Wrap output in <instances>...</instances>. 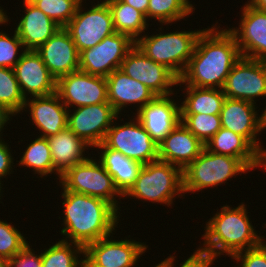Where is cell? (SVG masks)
I'll return each instance as SVG.
<instances>
[{
	"mask_svg": "<svg viewBox=\"0 0 266 267\" xmlns=\"http://www.w3.org/2000/svg\"><path fill=\"white\" fill-rule=\"evenodd\" d=\"M213 25L203 29L177 85L223 89L227 76L241 53L234 35Z\"/></svg>",
	"mask_w": 266,
	"mask_h": 267,
	"instance_id": "obj_1",
	"label": "cell"
},
{
	"mask_svg": "<svg viewBox=\"0 0 266 267\" xmlns=\"http://www.w3.org/2000/svg\"><path fill=\"white\" fill-rule=\"evenodd\" d=\"M62 190L64 227L61 234L66 237L61 240H71L70 243L85 248L88 244L113 234L112 231L119 223L120 212L112 204L98 197L67 191L64 187Z\"/></svg>",
	"mask_w": 266,
	"mask_h": 267,
	"instance_id": "obj_2",
	"label": "cell"
},
{
	"mask_svg": "<svg viewBox=\"0 0 266 267\" xmlns=\"http://www.w3.org/2000/svg\"><path fill=\"white\" fill-rule=\"evenodd\" d=\"M247 214L243 203L236 208L227 204L222 206L220 212L206 223L205 233L202 235L205 247L198 250L214 259L223 253L232 258L241 251L261 245L264 236L257 235Z\"/></svg>",
	"mask_w": 266,
	"mask_h": 267,
	"instance_id": "obj_3",
	"label": "cell"
},
{
	"mask_svg": "<svg viewBox=\"0 0 266 267\" xmlns=\"http://www.w3.org/2000/svg\"><path fill=\"white\" fill-rule=\"evenodd\" d=\"M184 196L183 170L171 163L155 160L144 164L140 169L135 184L123 196H131L152 203L167 204L169 207L175 195Z\"/></svg>",
	"mask_w": 266,
	"mask_h": 267,
	"instance_id": "obj_4",
	"label": "cell"
},
{
	"mask_svg": "<svg viewBox=\"0 0 266 267\" xmlns=\"http://www.w3.org/2000/svg\"><path fill=\"white\" fill-rule=\"evenodd\" d=\"M203 30L175 31L152 36L143 35L135 45L156 63H160L171 70L178 78L183 74L196 42Z\"/></svg>",
	"mask_w": 266,
	"mask_h": 267,
	"instance_id": "obj_5",
	"label": "cell"
},
{
	"mask_svg": "<svg viewBox=\"0 0 266 267\" xmlns=\"http://www.w3.org/2000/svg\"><path fill=\"white\" fill-rule=\"evenodd\" d=\"M248 170L238 158L212 153L204 147L200 155L183 170L184 194L217 187Z\"/></svg>",
	"mask_w": 266,
	"mask_h": 267,
	"instance_id": "obj_6",
	"label": "cell"
},
{
	"mask_svg": "<svg viewBox=\"0 0 266 267\" xmlns=\"http://www.w3.org/2000/svg\"><path fill=\"white\" fill-rule=\"evenodd\" d=\"M59 182L67 191L101 198L120 210L115 198L123 195L116 188L113 177L107 173L99 160L96 162L88 157L85 161L69 168Z\"/></svg>",
	"mask_w": 266,
	"mask_h": 267,
	"instance_id": "obj_7",
	"label": "cell"
},
{
	"mask_svg": "<svg viewBox=\"0 0 266 267\" xmlns=\"http://www.w3.org/2000/svg\"><path fill=\"white\" fill-rule=\"evenodd\" d=\"M82 2L83 0L79 3L75 15L64 27L70 33L79 53L115 33L112 14L105 1H98V4L85 12L81 8Z\"/></svg>",
	"mask_w": 266,
	"mask_h": 267,
	"instance_id": "obj_8",
	"label": "cell"
},
{
	"mask_svg": "<svg viewBox=\"0 0 266 267\" xmlns=\"http://www.w3.org/2000/svg\"><path fill=\"white\" fill-rule=\"evenodd\" d=\"M102 143L142 165L159 159L158 144L137 118L120 126L112 124Z\"/></svg>",
	"mask_w": 266,
	"mask_h": 267,
	"instance_id": "obj_9",
	"label": "cell"
},
{
	"mask_svg": "<svg viewBox=\"0 0 266 267\" xmlns=\"http://www.w3.org/2000/svg\"><path fill=\"white\" fill-rule=\"evenodd\" d=\"M134 45L135 42L128 35L115 32L80 52L79 70L107 77L114 70L120 69L126 54Z\"/></svg>",
	"mask_w": 266,
	"mask_h": 267,
	"instance_id": "obj_10",
	"label": "cell"
},
{
	"mask_svg": "<svg viewBox=\"0 0 266 267\" xmlns=\"http://www.w3.org/2000/svg\"><path fill=\"white\" fill-rule=\"evenodd\" d=\"M120 69L147 86L156 96L174 95L171 87L177 86L179 80L171 70L147 57L136 45L126 54Z\"/></svg>",
	"mask_w": 266,
	"mask_h": 267,
	"instance_id": "obj_11",
	"label": "cell"
},
{
	"mask_svg": "<svg viewBox=\"0 0 266 267\" xmlns=\"http://www.w3.org/2000/svg\"><path fill=\"white\" fill-rule=\"evenodd\" d=\"M223 92L226 98L256 104V97L266 96V61L241 56L227 76Z\"/></svg>",
	"mask_w": 266,
	"mask_h": 267,
	"instance_id": "obj_12",
	"label": "cell"
},
{
	"mask_svg": "<svg viewBox=\"0 0 266 267\" xmlns=\"http://www.w3.org/2000/svg\"><path fill=\"white\" fill-rule=\"evenodd\" d=\"M101 238L84 248L85 267H134L148 246L131 239ZM110 239V240H109Z\"/></svg>",
	"mask_w": 266,
	"mask_h": 267,
	"instance_id": "obj_13",
	"label": "cell"
},
{
	"mask_svg": "<svg viewBox=\"0 0 266 267\" xmlns=\"http://www.w3.org/2000/svg\"><path fill=\"white\" fill-rule=\"evenodd\" d=\"M61 101L69 109L93 104L109 103L106 77L83 71L71 72L57 80ZM74 105V106H73Z\"/></svg>",
	"mask_w": 266,
	"mask_h": 267,
	"instance_id": "obj_14",
	"label": "cell"
},
{
	"mask_svg": "<svg viewBox=\"0 0 266 267\" xmlns=\"http://www.w3.org/2000/svg\"><path fill=\"white\" fill-rule=\"evenodd\" d=\"M76 108L73 114L68 110L67 127L90 147L96 148L103 142L114 119H119V116L110 103Z\"/></svg>",
	"mask_w": 266,
	"mask_h": 267,
	"instance_id": "obj_15",
	"label": "cell"
},
{
	"mask_svg": "<svg viewBox=\"0 0 266 267\" xmlns=\"http://www.w3.org/2000/svg\"><path fill=\"white\" fill-rule=\"evenodd\" d=\"M239 28H228L234 35L242 57L266 61V12L246 3Z\"/></svg>",
	"mask_w": 266,
	"mask_h": 267,
	"instance_id": "obj_16",
	"label": "cell"
},
{
	"mask_svg": "<svg viewBox=\"0 0 266 267\" xmlns=\"http://www.w3.org/2000/svg\"><path fill=\"white\" fill-rule=\"evenodd\" d=\"M256 109L252 102L226 98L219 114L221 127L245 137L266 158V149L256 138L264 130Z\"/></svg>",
	"mask_w": 266,
	"mask_h": 267,
	"instance_id": "obj_17",
	"label": "cell"
},
{
	"mask_svg": "<svg viewBox=\"0 0 266 267\" xmlns=\"http://www.w3.org/2000/svg\"><path fill=\"white\" fill-rule=\"evenodd\" d=\"M22 95L46 96L57 91V80L36 50H26L13 67Z\"/></svg>",
	"mask_w": 266,
	"mask_h": 267,
	"instance_id": "obj_18",
	"label": "cell"
},
{
	"mask_svg": "<svg viewBox=\"0 0 266 267\" xmlns=\"http://www.w3.org/2000/svg\"><path fill=\"white\" fill-rule=\"evenodd\" d=\"M36 52L49 72L58 80L64 75L79 70V52L70 33L61 27L42 44Z\"/></svg>",
	"mask_w": 266,
	"mask_h": 267,
	"instance_id": "obj_19",
	"label": "cell"
},
{
	"mask_svg": "<svg viewBox=\"0 0 266 267\" xmlns=\"http://www.w3.org/2000/svg\"><path fill=\"white\" fill-rule=\"evenodd\" d=\"M171 95L156 96L142 107L136 115L150 137L159 144L180 122V105Z\"/></svg>",
	"mask_w": 266,
	"mask_h": 267,
	"instance_id": "obj_20",
	"label": "cell"
},
{
	"mask_svg": "<svg viewBox=\"0 0 266 267\" xmlns=\"http://www.w3.org/2000/svg\"><path fill=\"white\" fill-rule=\"evenodd\" d=\"M27 106L30 108L33 123L41 131V137L48 138L67 128L68 108L57 92L32 99L26 98L24 110Z\"/></svg>",
	"mask_w": 266,
	"mask_h": 267,
	"instance_id": "obj_21",
	"label": "cell"
},
{
	"mask_svg": "<svg viewBox=\"0 0 266 267\" xmlns=\"http://www.w3.org/2000/svg\"><path fill=\"white\" fill-rule=\"evenodd\" d=\"M204 147V143L180 122L158 144V158L184 170L200 155Z\"/></svg>",
	"mask_w": 266,
	"mask_h": 267,
	"instance_id": "obj_22",
	"label": "cell"
},
{
	"mask_svg": "<svg viewBox=\"0 0 266 267\" xmlns=\"http://www.w3.org/2000/svg\"><path fill=\"white\" fill-rule=\"evenodd\" d=\"M204 145L212 153L238 158L250 171L266 169V158L245 137L231 130L221 127Z\"/></svg>",
	"mask_w": 266,
	"mask_h": 267,
	"instance_id": "obj_23",
	"label": "cell"
},
{
	"mask_svg": "<svg viewBox=\"0 0 266 267\" xmlns=\"http://www.w3.org/2000/svg\"><path fill=\"white\" fill-rule=\"evenodd\" d=\"M108 102L121 113L128 104L137 105V112L152 101L156 95L141 82L129 77L121 69L114 70L106 77Z\"/></svg>",
	"mask_w": 266,
	"mask_h": 267,
	"instance_id": "obj_24",
	"label": "cell"
},
{
	"mask_svg": "<svg viewBox=\"0 0 266 267\" xmlns=\"http://www.w3.org/2000/svg\"><path fill=\"white\" fill-rule=\"evenodd\" d=\"M25 15L15 31L23 42L24 50H36L53 36L61 27L34 4L24 0Z\"/></svg>",
	"mask_w": 266,
	"mask_h": 267,
	"instance_id": "obj_25",
	"label": "cell"
},
{
	"mask_svg": "<svg viewBox=\"0 0 266 267\" xmlns=\"http://www.w3.org/2000/svg\"><path fill=\"white\" fill-rule=\"evenodd\" d=\"M53 167L56 174L61 176L72 166L85 161L88 157H84L85 149H89V145L80 139L68 127L60 131L56 135L47 138Z\"/></svg>",
	"mask_w": 266,
	"mask_h": 267,
	"instance_id": "obj_26",
	"label": "cell"
},
{
	"mask_svg": "<svg viewBox=\"0 0 266 267\" xmlns=\"http://www.w3.org/2000/svg\"><path fill=\"white\" fill-rule=\"evenodd\" d=\"M101 151L100 163L107 173L113 177L114 184L118 191L124 196L135 184L142 164L134 161L121 152L107 148L103 143L96 146Z\"/></svg>",
	"mask_w": 266,
	"mask_h": 267,
	"instance_id": "obj_27",
	"label": "cell"
},
{
	"mask_svg": "<svg viewBox=\"0 0 266 267\" xmlns=\"http://www.w3.org/2000/svg\"><path fill=\"white\" fill-rule=\"evenodd\" d=\"M185 86L187 97L180 105L181 114H220L226 99L223 89Z\"/></svg>",
	"mask_w": 266,
	"mask_h": 267,
	"instance_id": "obj_28",
	"label": "cell"
},
{
	"mask_svg": "<svg viewBox=\"0 0 266 267\" xmlns=\"http://www.w3.org/2000/svg\"><path fill=\"white\" fill-rule=\"evenodd\" d=\"M111 11L115 32L128 35L134 42L149 24L143 13L121 0H104ZM148 26V27H147Z\"/></svg>",
	"mask_w": 266,
	"mask_h": 267,
	"instance_id": "obj_29",
	"label": "cell"
},
{
	"mask_svg": "<svg viewBox=\"0 0 266 267\" xmlns=\"http://www.w3.org/2000/svg\"><path fill=\"white\" fill-rule=\"evenodd\" d=\"M77 254L84 255V247L59 240L41 253L42 267H85L84 257L79 260Z\"/></svg>",
	"mask_w": 266,
	"mask_h": 267,
	"instance_id": "obj_30",
	"label": "cell"
},
{
	"mask_svg": "<svg viewBox=\"0 0 266 267\" xmlns=\"http://www.w3.org/2000/svg\"><path fill=\"white\" fill-rule=\"evenodd\" d=\"M22 155L18 165L32 168L40 177L56 171L53 167L50 146L46 137L38 136L28 145Z\"/></svg>",
	"mask_w": 266,
	"mask_h": 267,
	"instance_id": "obj_31",
	"label": "cell"
},
{
	"mask_svg": "<svg viewBox=\"0 0 266 267\" xmlns=\"http://www.w3.org/2000/svg\"><path fill=\"white\" fill-rule=\"evenodd\" d=\"M189 0H149L147 19H157L162 25L170 24L193 14Z\"/></svg>",
	"mask_w": 266,
	"mask_h": 267,
	"instance_id": "obj_32",
	"label": "cell"
},
{
	"mask_svg": "<svg viewBox=\"0 0 266 267\" xmlns=\"http://www.w3.org/2000/svg\"><path fill=\"white\" fill-rule=\"evenodd\" d=\"M25 101L13 68L0 67V103L17 115L23 112Z\"/></svg>",
	"mask_w": 266,
	"mask_h": 267,
	"instance_id": "obj_33",
	"label": "cell"
},
{
	"mask_svg": "<svg viewBox=\"0 0 266 267\" xmlns=\"http://www.w3.org/2000/svg\"><path fill=\"white\" fill-rule=\"evenodd\" d=\"M181 123L204 144L221 128L219 114H181Z\"/></svg>",
	"mask_w": 266,
	"mask_h": 267,
	"instance_id": "obj_34",
	"label": "cell"
},
{
	"mask_svg": "<svg viewBox=\"0 0 266 267\" xmlns=\"http://www.w3.org/2000/svg\"><path fill=\"white\" fill-rule=\"evenodd\" d=\"M82 0H38L34 5L60 27H65L75 15Z\"/></svg>",
	"mask_w": 266,
	"mask_h": 267,
	"instance_id": "obj_35",
	"label": "cell"
},
{
	"mask_svg": "<svg viewBox=\"0 0 266 267\" xmlns=\"http://www.w3.org/2000/svg\"><path fill=\"white\" fill-rule=\"evenodd\" d=\"M27 244L28 241L16 227L0 220V260H10Z\"/></svg>",
	"mask_w": 266,
	"mask_h": 267,
	"instance_id": "obj_36",
	"label": "cell"
},
{
	"mask_svg": "<svg viewBox=\"0 0 266 267\" xmlns=\"http://www.w3.org/2000/svg\"><path fill=\"white\" fill-rule=\"evenodd\" d=\"M23 42L19 39L16 31L10 38L9 34L0 32V67L13 68L22 57L24 50L17 55L20 48H23ZM18 56V57H17Z\"/></svg>",
	"mask_w": 266,
	"mask_h": 267,
	"instance_id": "obj_37",
	"label": "cell"
},
{
	"mask_svg": "<svg viewBox=\"0 0 266 267\" xmlns=\"http://www.w3.org/2000/svg\"><path fill=\"white\" fill-rule=\"evenodd\" d=\"M232 259H235L237 264L240 262L237 267H266V242L255 248L241 251Z\"/></svg>",
	"mask_w": 266,
	"mask_h": 267,
	"instance_id": "obj_38",
	"label": "cell"
},
{
	"mask_svg": "<svg viewBox=\"0 0 266 267\" xmlns=\"http://www.w3.org/2000/svg\"><path fill=\"white\" fill-rule=\"evenodd\" d=\"M174 258L176 257L170 255V257L165 258V260L158 263L155 267H174V262L176 261ZM214 260L207 253L197 249L187 260L185 259L182 262L180 267H210Z\"/></svg>",
	"mask_w": 266,
	"mask_h": 267,
	"instance_id": "obj_39",
	"label": "cell"
},
{
	"mask_svg": "<svg viewBox=\"0 0 266 267\" xmlns=\"http://www.w3.org/2000/svg\"><path fill=\"white\" fill-rule=\"evenodd\" d=\"M27 244L20 252L16 253L10 260L12 267H42L41 254H35L34 250Z\"/></svg>",
	"mask_w": 266,
	"mask_h": 267,
	"instance_id": "obj_40",
	"label": "cell"
},
{
	"mask_svg": "<svg viewBox=\"0 0 266 267\" xmlns=\"http://www.w3.org/2000/svg\"><path fill=\"white\" fill-rule=\"evenodd\" d=\"M11 155L9 145H7L4 141L2 142V139H0V180L6 175L12 173L11 169L14 164V160Z\"/></svg>",
	"mask_w": 266,
	"mask_h": 267,
	"instance_id": "obj_41",
	"label": "cell"
},
{
	"mask_svg": "<svg viewBox=\"0 0 266 267\" xmlns=\"http://www.w3.org/2000/svg\"><path fill=\"white\" fill-rule=\"evenodd\" d=\"M121 1L139 10L141 13L145 15L147 19V8L149 5V0H121Z\"/></svg>",
	"mask_w": 266,
	"mask_h": 267,
	"instance_id": "obj_42",
	"label": "cell"
},
{
	"mask_svg": "<svg viewBox=\"0 0 266 267\" xmlns=\"http://www.w3.org/2000/svg\"><path fill=\"white\" fill-rule=\"evenodd\" d=\"M14 115L15 114L13 112H11L7 107L0 103V138L2 136L1 134L4 129V126L11 118L10 116Z\"/></svg>",
	"mask_w": 266,
	"mask_h": 267,
	"instance_id": "obj_43",
	"label": "cell"
},
{
	"mask_svg": "<svg viewBox=\"0 0 266 267\" xmlns=\"http://www.w3.org/2000/svg\"><path fill=\"white\" fill-rule=\"evenodd\" d=\"M248 4L254 8L266 12V0H249Z\"/></svg>",
	"mask_w": 266,
	"mask_h": 267,
	"instance_id": "obj_44",
	"label": "cell"
},
{
	"mask_svg": "<svg viewBox=\"0 0 266 267\" xmlns=\"http://www.w3.org/2000/svg\"><path fill=\"white\" fill-rule=\"evenodd\" d=\"M1 8L0 6V24H6L9 19L8 16L6 15V12Z\"/></svg>",
	"mask_w": 266,
	"mask_h": 267,
	"instance_id": "obj_45",
	"label": "cell"
},
{
	"mask_svg": "<svg viewBox=\"0 0 266 267\" xmlns=\"http://www.w3.org/2000/svg\"><path fill=\"white\" fill-rule=\"evenodd\" d=\"M0 267H12L9 260H0Z\"/></svg>",
	"mask_w": 266,
	"mask_h": 267,
	"instance_id": "obj_46",
	"label": "cell"
},
{
	"mask_svg": "<svg viewBox=\"0 0 266 267\" xmlns=\"http://www.w3.org/2000/svg\"><path fill=\"white\" fill-rule=\"evenodd\" d=\"M262 115V125H263V128L266 129V107H265V110L263 112Z\"/></svg>",
	"mask_w": 266,
	"mask_h": 267,
	"instance_id": "obj_47",
	"label": "cell"
},
{
	"mask_svg": "<svg viewBox=\"0 0 266 267\" xmlns=\"http://www.w3.org/2000/svg\"><path fill=\"white\" fill-rule=\"evenodd\" d=\"M26 1H28V2H30L32 4H35L38 0H26Z\"/></svg>",
	"mask_w": 266,
	"mask_h": 267,
	"instance_id": "obj_48",
	"label": "cell"
},
{
	"mask_svg": "<svg viewBox=\"0 0 266 267\" xmlns=\"http://www.w3.org/2000/svg\"><path fill=\"white\" fill-rule=\"evenodd\" d=\"M2 183H1V181H0V193H1V189H2V187L1 186H3V184L1 185ZM0 197H1V194H0ZM1 199V198H0Z\"/></svg>",
	"mask_w": 266,
	"mask_h": 267,
	"instance_id": "obj_49",
	"label": "cell"
}]
</instances>
